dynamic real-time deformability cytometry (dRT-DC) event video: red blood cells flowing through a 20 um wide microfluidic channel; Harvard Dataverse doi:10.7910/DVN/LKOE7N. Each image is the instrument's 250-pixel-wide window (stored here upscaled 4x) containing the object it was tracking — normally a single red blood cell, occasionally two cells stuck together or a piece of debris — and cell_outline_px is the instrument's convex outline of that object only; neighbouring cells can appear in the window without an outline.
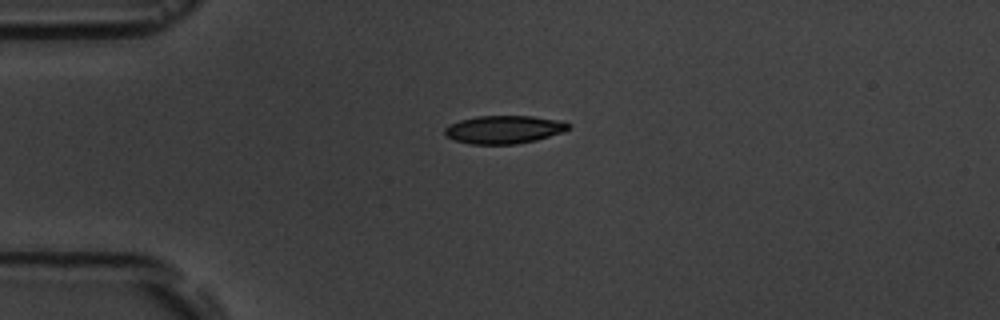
{"species": "common noctule bat (a hibernating species)", "species_latin": "Nyctalus noctula", "temperature_condition": "room temperature", "stored_images_in_passage": 2, "camera_frame_rate_fps": 3000, "um_per_image_px": 0.085, "animal": {"sex": "male", "body_mass_g": 19.5, "forearm_length_mm": 54.6}, "frame": {"image": 1, "passage_image": 1, "time_ms": 0.0, "image_size_px": [1000, 320], "cell_outline_px": [[572, 124], [564, 132], [536, 140], [516, 144], [468, 144], [456, 140], [448, 136], [444, 132], [444, 128], [448, 124], [460, 120], [476, 116], [532, 116], [564, 120]], "centroid_in_image_um": [42.87, 11.0], "position_along_channel_um": 42.1, "area_um2": 20.4}}